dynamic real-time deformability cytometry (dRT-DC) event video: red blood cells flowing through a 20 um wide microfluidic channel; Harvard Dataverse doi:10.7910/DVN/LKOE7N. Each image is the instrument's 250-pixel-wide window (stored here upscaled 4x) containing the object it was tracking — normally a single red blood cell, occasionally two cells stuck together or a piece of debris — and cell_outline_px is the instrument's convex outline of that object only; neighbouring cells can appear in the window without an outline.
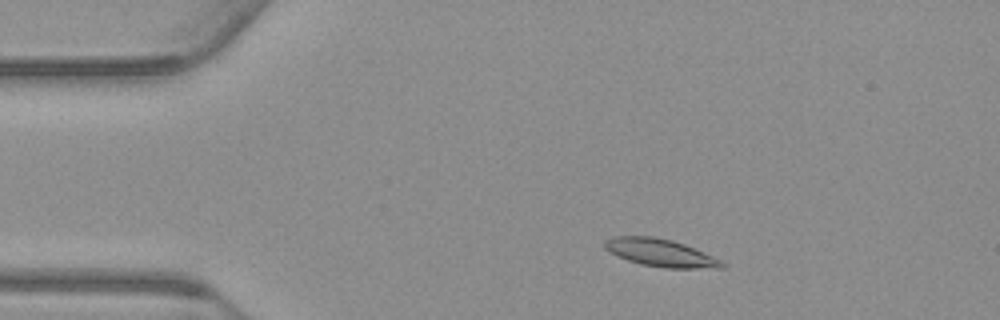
{"species": "common noctule bat (a hibernating species)", "species_latin": "Nyctalus noctula", "temperature_condition": "warm", "stored_images_in_passage": 53, "camera_frame_rate_fps": 3000, "um_per_image_px": 0.085, "animal": {"sex": "male", "body_mass_g": 23.1, "forearm_length_mm": 52.7}, "frame": {"image": 1, "passage_image": 7, "time_ms": 2.0, "image_size_px": [1000, 320], "cell_outline_px": [[728, 268], [664, 268], [640, 264], [616, 256], [608, 252], [604, 248], [604, 240], [612, 236], [652, 236], [672, 240], [684, 244], [704, 252], [728, 264]], "centroid_in_image_um": [56.13, 21.49], "position_along_channel_um": 28.9, "area_um2": 19.13}}
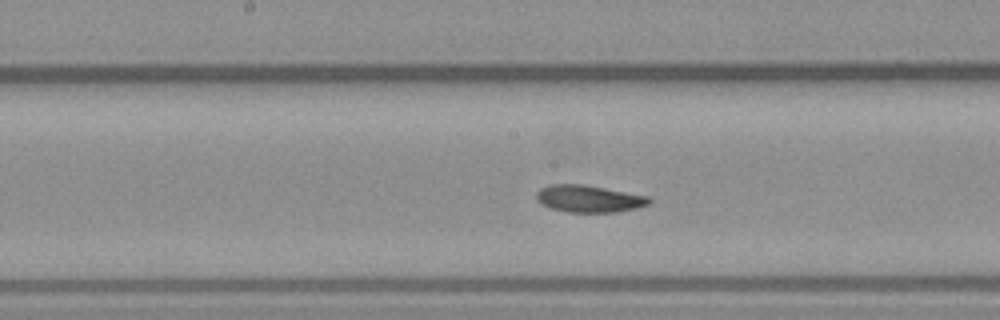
{"frame": {"image": 2, "passage_image": 25, "time_ms": 8.0, "image_size_px": [1000, 320], "cell_outline_px": [[652, 200], [648, 204], [636, 208], [616, 212], [568, 212], [548, 208], [540, 204], [536, 200], [536, 192], [540, 188], [552, 184], [584, 184], [648, 196]], "centroid_in_image_um": [50.01, 16.89], "position_along_channel_um": 198.2, "area_um2": 17.92}}
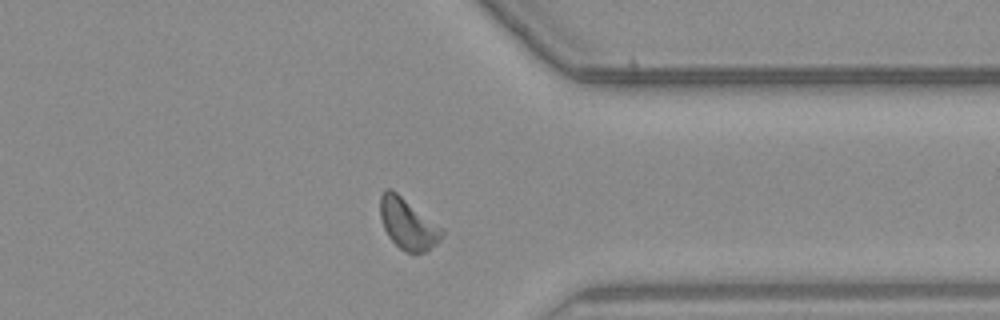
{"frame": {"image": 3, "passage_image": 40, "time_ms": 13.0, "image_size_px": [1000, 320], "cell_outline_px": [[444, 236], [428, 252], [408, 252], [400, 248], [388, 236], [384, 228], [380, 216], [380, 196], [384, 188], [392, 188], [444, 228]], "centroid_in_image_um": [34.69, 19.0], "position_along_channel_um": 376.7, "area_um2": 18.61}}